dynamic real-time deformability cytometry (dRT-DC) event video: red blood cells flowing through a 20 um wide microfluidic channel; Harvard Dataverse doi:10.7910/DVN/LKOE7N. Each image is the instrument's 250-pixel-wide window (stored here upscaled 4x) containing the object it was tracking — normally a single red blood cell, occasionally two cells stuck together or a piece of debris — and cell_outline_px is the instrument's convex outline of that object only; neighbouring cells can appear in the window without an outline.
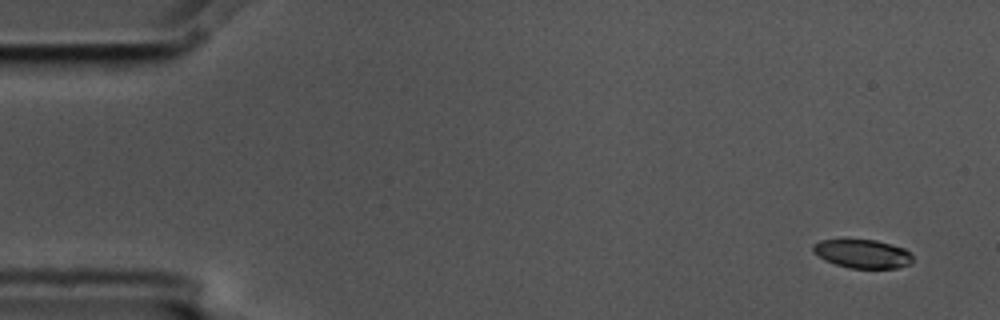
{"species": "common noctule bat (a hibernating species)", "species_latin": "Nyctalus noctula", "temperature_condition": "cold", "stored_images_in_passage": 6, "segment_of_instrument_passage": [2, 2], "camera_frame_rate_fps": 3000, "um_per_image_px": 0.085, "animal": {"sex": "male", "body_mass_g": 17.5, "forearm_length_mm": 52.3}, "frame": {"image": 1, "passage_image": 6, "time_ms": 1.667, "image_size_px": [1000, 320], "cell_outline_px": [[912, 264], [896, 268], [852, 268], [836, 264], [824, 260], [812, 252], [812, 244], [820, 240], [876, 240], [904, 248], [912, 256]], "centroid_in_image_um": [73.29, 21.57], "position_along_channel_um": 11.7, "area_um2": 16.59}}